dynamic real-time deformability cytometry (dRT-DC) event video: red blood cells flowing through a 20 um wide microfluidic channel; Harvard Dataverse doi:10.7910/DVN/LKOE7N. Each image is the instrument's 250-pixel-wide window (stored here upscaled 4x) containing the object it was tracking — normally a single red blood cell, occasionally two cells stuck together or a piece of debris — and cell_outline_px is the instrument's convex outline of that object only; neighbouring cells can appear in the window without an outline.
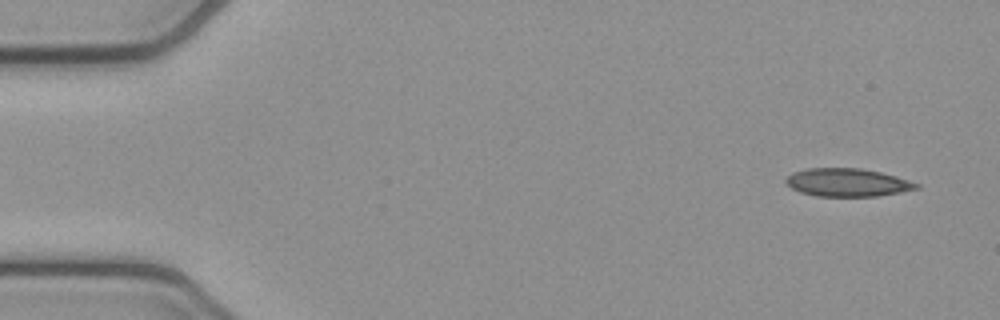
{"species": "common noctule bat (a hibernating species)", "species_latin": "Nyctalus noctula", "temperature_condition": "cold", "stored_images_in_passage": 52, "camera_frame_rate_fps": 3000, "um_per_image_px": 0.085, "animal": {"sex": "female", "body_mass_g": 21.9}, "frame": {"image": 1, "passage_image": 2, "time_ms": 0.333, "image_size_px": [1000, 320], "cell_outline_px": [[920, 188], [900, 192], [876, 196], [816, 196], [800, 192], [792, 188], [784, 180], [792, 172], [808, 168], [860, 168], [880, 172], [896, 176], [920, 184]], "centroid_in_image_um": [72.03, 15.51], "position_along_channel_um": 13.0, "area_um2": 21.27}}
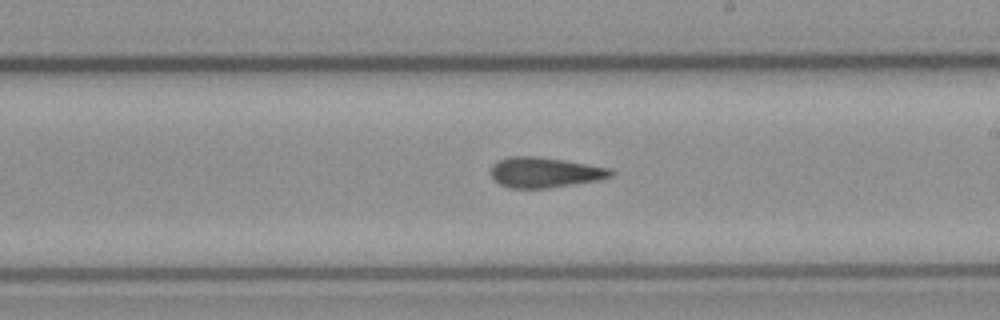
{"frame": {"image": 2, "passage_image": 29, "time_ms": 9.333, "image_size_px": [1000, 320], "cell_outline_px": [[616, 172], [612, 176], [600, 180], [548, 188], [512, 188], [500, 184], [492, 176], [492, 164], [496, 160], [512, 156], [540, 156], [612, 168]], "centroid_in_image_um": [46.35, 14.64], "position_along_channel_um": 242.6, "area_um2": 21.33}}
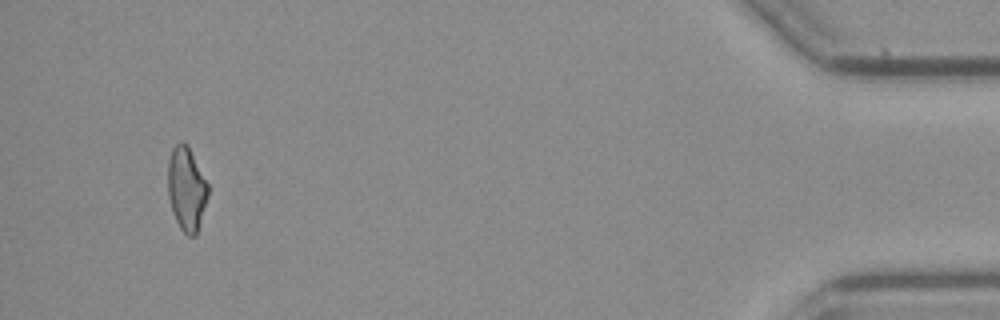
{"frame": {"image": 3, "passage_image": 49, "time_ms": 16.0, "image_size_px": [1000, 320], "cell_outline_px": [[208, 196], [196, 236], [188, 236], [180, 228], [172, 212], [168, 196], [168, 160], [172, 148], [180, 140], [184, 140], [188, 144], [208, 184]], "centroid_in_image_um": [15.84, 16.02], "position_along_channel_um": 419.4, "area_um2": 19.77}, "authors_computed_cell_mechanics": {"area_um2": 21.3282, "velocity_mm_per_s": 3.8331, "shape_relaxation_time_tau1_ms": null, "shape_relaxation_time_tau2_ms": 5.4125, "deformation_change_tau1": null, "deformation_change_tau2": 0.143}}